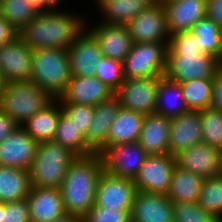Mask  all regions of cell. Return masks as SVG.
Wrapping results in <instances>:
<instances>
[{"instance_id": "24", "label": "cell", "mask_w": 222, "mask_h": 222, "mask_svg": "<svg viewBox=\"0 0 222 222\" xmlns=\"http://www.w3.org/2000/svg\"><path fill=\"white\" fill-rule=\"evenodd\" d=\"M171 118L157 113L144 115L138 143L148 155L169 154Z\"/></svg>"}, {"instance_id": "21", "label": "cell", "mask_w": 222, "mask_h": 222, "mask_svg": "<svg viewBox=\"0 0 222 222\" xmlns=\"http://www.w3.org/2000/svg\"><path fill=\"white\" fill-rule=\"evenodd\" d=\"M131 222H173L172 202L165 194L137 190Z\"/></svg>"}, {"instance_id": "49", "label": "cell", "mask_w": 222, "mask_h": 222, "mask_svg": "<svg viewBox=\"0 0 222 222\" xmlns=\"http://www.w3.org/2000/svg\"><path fill=\"white\" fill-rule=\"evenodd\" d=\"M0 222H3V202H0Z\"/></svg>"}, {"instance_id": "13", "label": "cell", "mask_w": 222, "mask_h": 222, "mask_svg": "<svg viewBox=\"0 0 222 222\" xmlns=\"http://www.w3.org/2000/svg\"><path fill=\"white\" fill-rule=\"evenodd\" d=\"M147 156L138 142L115 145L102 154L104 170L134 180Z\"/></svg>"}, {"instance_id": "6", "label": "cell", "mask_w": 222, "mask_h": 222, "mask_svg": "<svg viewBox=\"0 0 222 222\" xmlns=\"http://www.w3.org/2000/svg\"><path fill=\"white\" fill-rule=\"evenodd\" d=\"M54 98L31 81L6 83L0 95V109L19 126L48 106Z\"/></svg>"}, {"instance_id": "36", "label": "cell", "mask_w": 222, "mask_h": 222, "mask_svg": "<svg viewBox=\"0 0 222 222\" xmlns=\"http://www.w3.org/2000/svg\"><path fill=\"white\" fill-rule=\"evenodd\" d=\"M202 143L222 150V111L206 108L200 111Z\"/></svg>"}, {"instance_id": "37", "label": "cell", "mask_w": 222, "mask_h": 222, "mask_svg": "<svg viewBox=\"0 0 222 222\" xmlns=\"http://www.w3.org/2000/svg\"><path fill=\"white\" fill-rule=\"evenodd\" d=\"M172 206L173 222H221L200 207L198 202L172 203Z\"/></svg>"}, {"instance_id": "41", "label": "cell", "mask_w": 222, "mask_h": 222, "mask_svg": "<svg viewBox=\"0 0 222 222\" xmlns=\"http://www.w3.org/2000/svg\"><path fill=\"white\" fill-rule=\"evenodd\" d=\"M3 222H31L27 198L3 203Z\"/></svg>"}, {"instance_id": "43", "label": "cell", "mask_w": 222, "mask_h": 222, "mask_svg": "<svg viewBox=\"0 0 222 222\" xmlns=\"http://www.w3.org/2000/svg\"><path fill=\"white\" fill-rule=\"evenodd\" d=\"M19 36V30L9 21L0 17V46Z\"/></svg>"}, {"instance_id": "26", "label": "cell", "mask_w": 222, "mask_h": 222, "mask_svg": "<svg viewBox=\"0 0 222 222\" xmlns=\"http://www.w3.org/2000/svg\"><path fill=\"white\" fill-rule=\"evenodd\" d=\"M62 112L58 99H54L48 106L30 117L21 127L38 143L53 140Z\"/></svg>"}, {"instance_id": "32", "label": "cell", "mask_w": 222, "mask_h": 222, "mask_svg": "<svg viewBox=\"0 0 222 222\" xmlns=\"http://www.w3.org/2000/svg\"><path fill=\"white\" fill-rule=\"evenodd\" d=\"M190 32L196 36V42L202 52L216 57L222 62V29L207 16L199 20Z\"/></svg>"}, {"instance_id": "11", "label": "cell", "mask_w": 222, "mask_h": 222, "mask_svg": "<svg viewBox=\"0 0 222 222\" xmlns=\"http://www.w3.org/2000/svg\"><path fill=\"white\" fill-rule=\"evenodd\" d=\"M136 192L132 179L115 176L104 170L98 180L95 206L131 210Z\"/></svg>"}, {"instance_id": "12", "label": "cell", "mask_w": 222, "mask_h": 222, "mask_svg": "<svg viewBox=\"0 0 222 222\" xmlns=\"http://www.w3.org/2000/svg\"><path fill=\"white\" fill-rule=\"evenodd\" d=\"M32 53L20 36L0 46V72L6 83L30 80Z\"/></svg>"}, {"instance_id": "10", "label": "cell", "mask_w": 222, "mask_h": 222, "mask_svg": "<svg viewBox=\"0 0 222 222\" xmlns=\"http://www.w3.org/2000/svg\"><path fill=\"white\" fill-rule=\"evenodd\" d=\"M175 166V156L148 155L133 180L137 190L167 195Z\"/></svg>"}, {"instance_id": "19", "label": "cell", "mask_w": 222, "mask_h": 222, "mask_svg": "<svg viewBox=\"0 0 222 222\" xmlns=\"http://www.w3.org/2000/svg\"><path fill=\"white\" fill-rule=\"evenodd\" d=\"M202 143L200 111L189 110L171 118L169 154L178 155L191 146Z\"/></svg>"}, {"instance_id": "48", "label": "cell", "mask_w": 222, "mask_h": 222, "mask_svg": "<svg viewBox=\"0 0 222 222\" xmlns=\"http://www.w3.org/2000/svg\"><path fill=\"white\" fill-rule=\"evenodd\" d=\"M5 84H6V81L4 80V77L2 73L0 72V95L2 91L4 90Z\"/></svg>"}, {"instance_id": "14", "label": "cell", "mask_w": 222, "mask_h": 222, "mask_svg": "<svg viewBox=\"0 0 222 222\" xmlns=\"http://www.w3.org/2000/svg\"><path fill=\"white\" fill-rule=\"evenodd\" d=\"M175 159L177 167L204 179L222 172V151L205 143L189 147L176 155Z\"/></svg>"}, {"instance_id": "20", "label": "cell", "mask_w": 222, "mask_h": 222, "mask_svg": "<svg viewBox=\"0 0 222 222\" xmlns=\"http://www.w3.org/2000/svg\"><path fill=\"white\" fill-rule=\"evenodd\" d=\"M163 4L169 35L190 31L207 15V0H169Z\"/></svg>"}, {"instance_id": "33", "label": "cell", "mask_w": 222, "mask_h": 222, "mask_svg": "<svg viewBox=\"0 0 222 222\" xmlns=\"http://www.w3.org/2000/svg\"><path fill=\"white\" fill-rule=\"evenodd\" d=\"M214 78L181 82L185 104L189 110L201 111L210 107Z\"/></svg>"}, {"instance_id": "50", "label": "cell", "mask_w": 222, "mask_h": 222, "mask_svg": "<svg viewBox=\"0 0 222 222\" xmlns=\"http://www.w3.org/2000/svg\"><path fill=\"white\" fill-rule=\"evenodd\" d=\"M159 2H162V3H165V2H167V1H169V0H158Z\"/></svg>"}, {"instance_id": "45", "label": "cell", "mask_w": 222, "mask_h": 222, "mask_svg": "<svg viewBox=\"0 0 222 222\" xmlns=\"http://www.w3.org/2000/svg\"><path fill=\"white\" fill-rule=\"evenodd\" d=\"M222 29V0H207V15Z\"/></svg>"}, {"instance_id": "27", "label": "cell", "mask_w": 222, "mask_h": 222, "mask_svg": "<svg viewBox=\"0 0 222 222\" xmlns=\"http://www.w3.org/2000/svg\"><path fill=\"white\" fill-rule=\"evenodd\" d=\"M143 118L144 114L121 107L111 123L107 149L115 145L137 142Z\"/></svg>"}, {"instance_id": "16", "label": "cell", "mask_w": 222, "mask_h": 222, "mask_svg": "<svg viewBox=\"0 0 222 222\" xmlns=\"http://www.w3.org/2000/svg\"><path fill=\"white\" fill-rule=\"evenodd\" d=\"M71 74L94 77L103 54L95 37L85 28L68 48Z\"/></svg>"}, {"instance_id": "31", "label": "cell", "mask_w": 222, "mask_h": 222, "mask_svg": "<svg viewBox=\"0 0 222 222\" xmlns=\"http://www.w3.org/2000/svg\"><path fill=\"white\" fill-rule=\"evenodd\" d=\"M67 147L77 156H88L96 153L86 142L85 135L71 121V117L62 109L57 132L53 139Z\"/></svg>"}, {"instance_id": "25", "label": "cell", "mask_w": 222, "mask_h": 222, "mask_svg": "<svg viewBox=\"0 0 222 222\" xmlns=\"http://www.w3.org/2000/svg\"><path fill=\"white\" fill-rule=\"evenodd\" d=\"M154 0H96L101 23L127 25L139 13L146 10Z\"/></svg>"}, {"instance_id": "38", "label": "cell", "mask_w": 222, "mask_h": 222, "mask_svg": "<svg viewBox=\"0 0 222 222\" xmlns=\"http://www.w3.org/2000/svg\"><path fill=\"white\" fill-rule=\"evenodd\" d=\"M95 76L115 92L124 81L123 63L102 56L97 64Z\"/></svg>"}, {"instance_id": "8", "label": "cell", "mask_w": 222, "mask_h": 222, "mask_svg": "<svg viewBox=\"0 0 222 222\" xmlns=\"http://www.w3.org/2000/svg\"><path fill=\"white\" fill-rule=\"evenodd\" d=\"M133 42L168 43L166 11L162 2L155 1L127 25Z\"/></svg>"}, {"instance_id": "42", "label": "cell", "mask_w": 222, "mask_h": 222, "mask_svg": "<svg viewBox=\"0 0 222 222\" xmlns=\"http://www.w3.org/2000/svg\"><path fill=\"white\" fill-rule=\"evenodd\" d=\"M210 107L222 111V64L214 76Z\"/></svg>"}, {"instance_id": "34", "label": "cell", "mask_w": 222, "mask_h": 222, "mask_svg": "<svg viewBox=\"0 0 222 222\" xmlns=\"http://www.w3.org/2000/svg\"><path fill=\"white\" fill-rule=\"evenodd\" d=\"M39 12L29 0H0V17L9 21L19 31Z\"/></svg>"}, {"instance_id": "47", "label": "cell", "mask_w": 222, "mask_h": 222, "mask_svg": "<svg viewBox=\"0 0 222 222\" xmlns=\"http://www.w3.org/2000/svg\"><path fill=\"white\" fill-rule=\"evenodd\" d=\"M52 222H82V218L72 214H65L61 218Z\"/></svg>"}, {"instance_id": "7", "label": "cell", "mask_w": 222, "mask_h": 222, "mask_svg": "<svg viewBox=\"0 0 222 222\" xmlns=\"http://www.w3.org/2000/svg\"><path fill=\"white\" fill-rule=\"evenodd\" d=\"M168 43L133 42L123 61L124 79L162 77L166 72Z\"/></svg>"}, {"instance_id": "39", "label": "cell", "mask_w": 222, "mask_h": 222, "mask_svg": "<svg viewBox=\"0 0 222 222\" xmlns=\"http://www.w3.org/2000/svg\"><path fill=\"white\" fill-rule=\"evenodd\" d=\"M61 106L77 128L86 135L94 116V106L75 103H61Z\"/></svg>"}, {"instance_id": "15", "label": "cell", "mask_w": 222, "mask_h": 222, "mask_svg": "<svg viewBox=\"0 0 222 222\" xmlns=\"http://www.w3.org/2000/svg\"><path fill=\"white\" fill-rule=\"evenodd\" d=\"M38 142L21 126L0 143V165L29 170Z\"/></svg>"}, {"instance_id": "22", "label": "cell", "mask_w": 222, "mask_h": 222, "mask_svg": "<svg viewBox=\"0 0 222 222\" xmlns=\"http://www.w3.org/2000/svg\"><path fill=\"white\" fill-rule=\"evenodd\" d=\"M120 109V101L115 95L94 106V116L85 139L96 153L102 155L107 150L110 126Z\"/></svg>"}, {"instance_id": "5", "label": "cell", "mask_w": 222, "mask_h": 222, "mask_svg": "<svg viewBox=\"0 0 222 222\" xmlns=\"http://www.w3.org/2000/svg\"><path fill=\"white\" fill-rule=\"evenodd\" d=\"M78 156L54 140L38 143L29 168L32 186L59 188L71 163Z\"/></svg>"}, {"instance_id": "2", "label": "cell", "mask_w": 222, "mask_h": 222, "mask_svg": "<svg viewBox=\"0 0 222 222\" xmlns=\"http://www.w3.org/2000/svg\"><path fill=\"white\" fill-rule=\"evenodd\" d=\"M190 31L170 35L167 46L165 76L181 83L194 79L214 78L222 62L202 52Z\"/></svg>"}, {"instance_id": "28", "label": "cell", "mask_w": 222, "mask_h": 222, "mask_svg": "<svg viewBox=\"0 0 222 222\" xmlns=\"http://www.w3.org/2000/svg\"><path fill=\"white\" fill-rule=\"evenodd\" d=\"M31 188L29 170L0 165V202L25 199Z\"/></svg>"}, {"instance_id": "40", "label": "cell", "mask_w": 222, "mask_h": 222, "mask_svg": "<svg viewBox=\"0 0 222 222\" xmlns=\"http://www.w3.org/2000/svg\"><path fill=\"white\" fill-rule=\"evenodd\" d=\"M131 210H116L93 206L83 217L82 222H131Z\"/></svg>"}, {"instance_id": "3", "label": "cell", "mask_w": 222, "mask_h": 222, "mask_svg": "<svg viewBox=\"0 0 222 222\" xmlns=\"http://www.w3.org/2000/svg\"><path fill=\"white\" fill-rule=\"evenodd\" d=\"M104 171L102 155L78 156L69 166L60 185L66 214L82 218L94 205L97 184Z\"/></svg>"}, {"instance_id": "18", "label": "cell", "mask_w": 222, "mask_h": 222, "mask_svg": "<svg viewBox=\"0 0 222 222\" xmlns=\"http://www.w3.org/2000/svg\"><path fill=\"white\" fill-rule=\"evenodd\" d=\"M91 27L86 26L97 40L103 56L123 63L133 45L127 26L99 22Z\"/></svg>"}, {"instance_id": "1", "label": "cell", "mask_w": 222, "mask_h": 222, "mask_svg": "<svg viewBox=\"0 0 222 222\" xmlns=\"http://www.w3.org/2000/svg\"><path fill=\"white\" fill-rule=\"evenodd\" d=\"M86 25V18L74 12L47 10L39 12L19 31V36L31 49H68Z\"/></svg>"}, {"instance_id": "46", "label": "cell", "mask_w": 222, "mask_h": 222, "mask_svg": "<svg viewBox=\"0 0 222 222\" xmlns=\"http://www.w3.org/2000/svg\"><path fill=\"white\" fill-rule=\"evenodd\" d=\"M40 12L58 9L62 0H29ZM58 6V7H57Z\"/></svg>"}, {"instance_id": "44", "label": "cell", "mask_w": 222, "mask_h": 222, "mask_svg": "<svg viewBox=\"0 0 222 222\" xmlns=\"http://www.w3.org/2000/svg\"><path fill=\"white\" fill-rule=\"evenodd\" d=\"M17 127H19V125L0 109V143Z\"/></svg>"}, {"instance_id": "23", "label": "cell", "mask_w": 222, "mask_h": 222, "mask_svg": "<svg viewBox=\"0 0 222 222\" xmlns=\"http://www.w3.org/2000/svg\"><path fill=\"white\" fill-rule=\"evenodd\" d=\"M27 202L31 222H52L66 214L59 188L32 186Z\"/></svg>"}, {"instance_id": "30", "label": "cell", "mask_w": 222, "mask_h": 222, "mask_svg": "<svg viewBox=\"0 0 222 222\" xmlns=\"http://www.w3.org/2000/svg\"><path fill=\"white\" fill-rule=\"evenodd\" d=\"M204 178L175 166L167 193L172 203L198 202Z\"/></svg>"}, {"instance_id": "9", "label": "cell", "mask_w": 222, "mask_h": 222, "mask_svg": "<svg viewBox=\"0 0 222 222\" xmlns=\"http://www.w3.org/2000/svg\"><path fill=\"white\" fill-rule=\"evenodd\" d=\"M160 77L124 79L114 95L121 107L142 113H155Z\"/></svg>"}, {"instance_id": "4", "label": "cell", "mask_w": 222, "mask_h": 222, "mask_svg": "<svg viewBox=\"0 0 222 222\" xmlns=\"http://www.w3.org/2000/svg\"><path fill=\"white\" fill-rule=\"evenodd\" d=\"M68 49H33L30 80L54 99L65 92L71 78Z\"/></svg>"}, {"instance_id": "29", "label": "cell", "mask_w": 222, "mask_h": 222, "mask_svg": "<svg viewBox=\"0 0 222 222\" xmlns=\"http://www.w3.org/2000/svg\"><path fill=\"white\" fill-rule=\"evenodd\" d=\"M187 111L189 109L185 104L180 83L168 79L165 75L160 77L155 113L173 118Z\"/></svg>"}, {"instance_id": "35", "label": "cell", "mask_w": 222, "mask_h": 222, "mask_svg": "<svg viewBox=\"0 0 222 222\" xmlns=\"http://www.w3.org/2000/svg\"><path fill=\"white\" fill-rule=\"evenodd\" d=\"M198 204L222 222V174L204 179Z\"/></svg>"}, {"instance_id": "17", "label": "cell", "mask_w": 222, "mask_h": 222, "mask_svg": "<svg viewBox=\"0 0 222 222\" xmlns=\"http://www.w3.org/2000/svg\"><path fill=\"white\" fill-rule=\"evenodd\" d=\"M114 91L96 76H71L65 92L58 98L60 103L87 104L96 106L110 99Z\"/></svg>"}]
</instances>
